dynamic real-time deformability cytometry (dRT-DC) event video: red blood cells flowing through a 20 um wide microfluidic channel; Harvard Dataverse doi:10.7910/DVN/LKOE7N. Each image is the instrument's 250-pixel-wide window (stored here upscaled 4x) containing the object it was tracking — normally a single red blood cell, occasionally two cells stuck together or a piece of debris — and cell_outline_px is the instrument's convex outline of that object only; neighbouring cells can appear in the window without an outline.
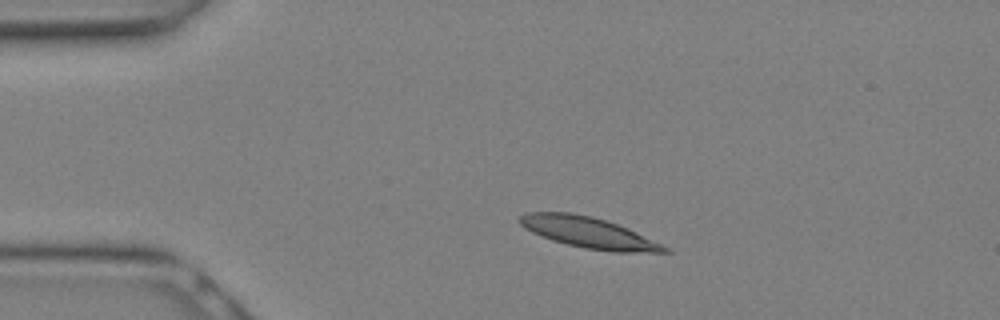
{"species": "Egyptian fruit bat (a non-hibernating species)", "species_latin": "Rousettus aegyptiacus", "temperature_condition": "warm", "stored_images_in_passage": 9, "camera_frame_rate_fps": 3000, "um_per_image_px": 0.085, "animal": {"sex": "female"}, "frame": {"image": 1, "passage_image": 3, "time_ms": 0.667, "image_size_px": [1000, 320], "cell_outline_px": [[672, 252], [612, 252], [584, 248], [552, 240], [532, 232], [524, 228], [516, 220], [524, 212], [572, 212], [592, 216], [628, 228], [668, 248]], "centroid_in_image_um": [49.96, 19.76], "position_along_channel_um": 35.0, "area_um2": 25.89}}
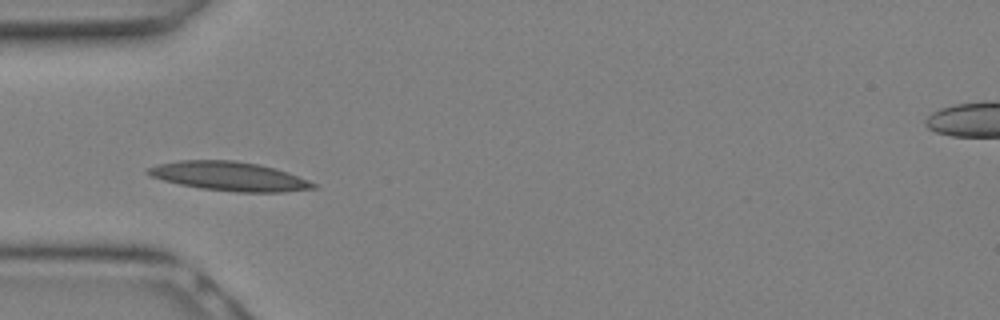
{"frame": {"image": 2, "passage_image": 6, "time_ms": 1.667, "image_size_px": [1000, 320], "cell_outline_px": [[316, 188], [280, 192], [236, 192], [200, 188], [180, 184], [164, 180], [152, 176], [144, 172], [144, 168], [156, 164], [180, 160], [236, 160], [260, 164], [276, 168], [288, 172], [308, 180], [316, 184]], "centroid_in_image_um": [19.46, 14.97], "position_along_channel_um": 65.5, "area_um2": 28.09}}
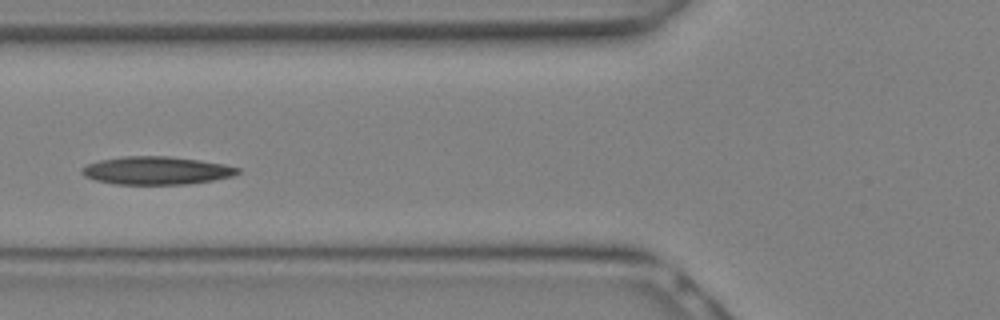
{"frame": {"image": 3, "passage_image": 8, "time_ms": 2.333, "image_size_px": [1000, 320], "cell_outline_px": [[240, 172], [232, 176], [212, 180], [184, 184], [116, 184], [96, 180], [84, 176], [80, 172], [80, 168], [88, 164], [100, 160], [124, 156], [168, 156], [200, 160], [224, 164], [240, 168]], "centroid_in_image_um": [13.28, 14.49], "position_along_channel_um": 112.5, "area_um2": 25.32}}